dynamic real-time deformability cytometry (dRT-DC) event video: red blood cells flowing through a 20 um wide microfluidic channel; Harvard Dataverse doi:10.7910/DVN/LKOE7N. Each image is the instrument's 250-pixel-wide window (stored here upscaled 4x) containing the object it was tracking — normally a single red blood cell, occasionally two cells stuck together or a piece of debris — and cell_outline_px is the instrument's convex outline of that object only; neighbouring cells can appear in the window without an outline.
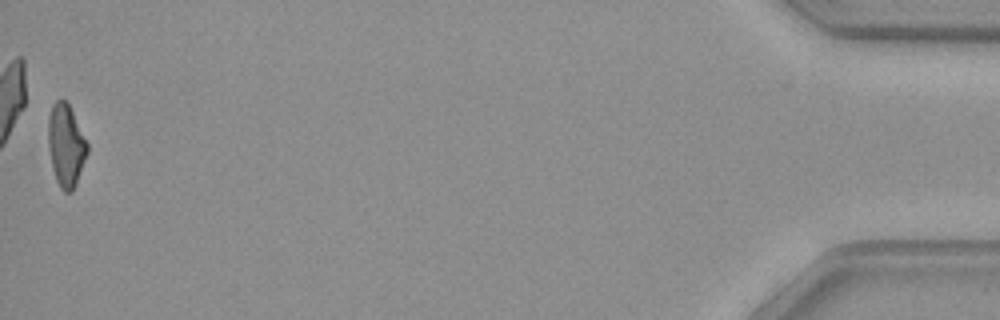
{"species": "common noctule bat (a hibernating species)", "species_latin": "Nyctalus noctula", "temperature_condition": "warm", "stored_images_in_passage": 52, "camera_frame_rate_fps": 3000, "um_per_image_px": 0.085, "animal": {"sex": "female", "body_mass_g": 29.2, "forearm_length_mm": 56.3}, "frame": {"image": 1, "passage_image": 52, "time_ms": 17.0, "image_size_px": [1000, 320], "cell_outline_px": [[88, 152], [76, 184], [72, 192], [64, 192], [60, 188], [56, 180], [52, 168], [48, 144], [48, 116], [52, 104], [56, 100], [64, 100], [68, 104], [88, 144]], "centroid_in_image_um": [5.59, 12.38], "position_along_channel_um": 429.6, "area_um2": 18.67}, "authors_computed_cell_mechanics": {"area_um2": 19.5364, "velocity_mm_per_s": 3.9687, "shape_relaxation_time_tau1_ms": 9.9076, "shape_relaxation_time_tau2_ms": 3.8395, "deformation_change_tau1": 0.2491, "deformation_change_tau2": 0.1249}}